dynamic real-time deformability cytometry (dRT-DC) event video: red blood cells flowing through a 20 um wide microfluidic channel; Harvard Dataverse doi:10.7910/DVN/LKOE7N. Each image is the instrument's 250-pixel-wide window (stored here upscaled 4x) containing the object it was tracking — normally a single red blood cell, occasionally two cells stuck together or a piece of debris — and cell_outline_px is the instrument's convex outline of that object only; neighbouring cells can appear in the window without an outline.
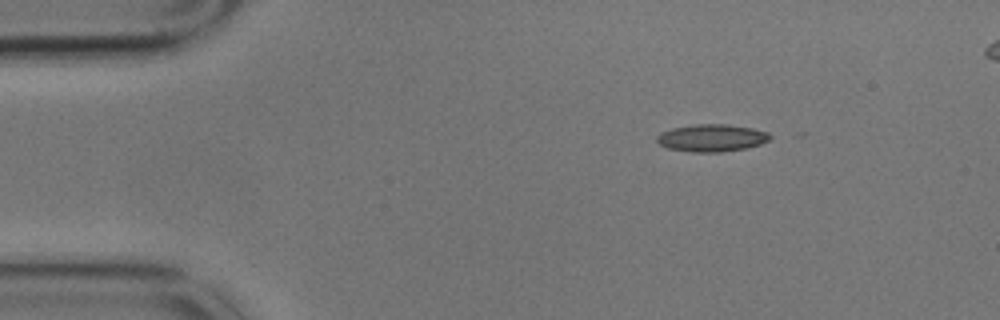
{"species": "common noctule bat (a hibernating species)", "species_latin": "Nyctalus noctula", "temperature_condition": "cold", "stored_images_in_passage": 3, "camera_frame_rate_fps": 3000, "um_per_image_px": 0.085, "animal": {"sex": "male", "body_mass_g": 17.9}, "frame": {"image": 1, "passage_image": 1, "time_ms": 0.0, "image_size_px": [1000, 320], "cell_outline_px": [[776, 136], [760, 144], [748, 148], [720, 152], [692, 152], [668, 148], [660, 144], [656, 140], [656, 136], [660, 132], [672, 128], [692, 124], [728, 124], [752, 128], [768, 132]], "centroid_in_image_um": [60.52, 11.71], "position_along_channel_um": 24.5, "area_um2": 18.26}}